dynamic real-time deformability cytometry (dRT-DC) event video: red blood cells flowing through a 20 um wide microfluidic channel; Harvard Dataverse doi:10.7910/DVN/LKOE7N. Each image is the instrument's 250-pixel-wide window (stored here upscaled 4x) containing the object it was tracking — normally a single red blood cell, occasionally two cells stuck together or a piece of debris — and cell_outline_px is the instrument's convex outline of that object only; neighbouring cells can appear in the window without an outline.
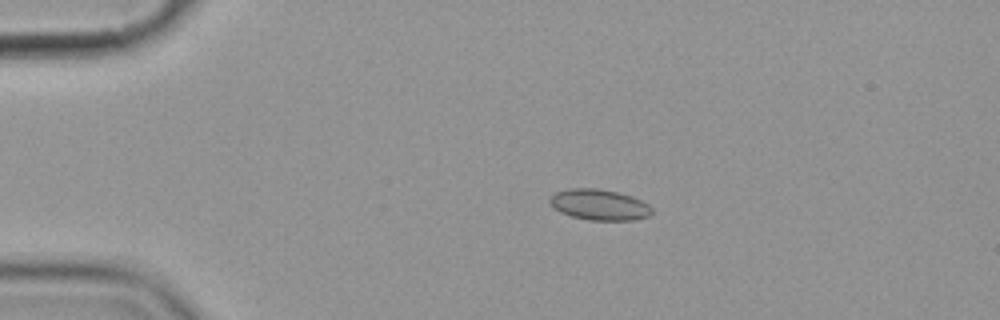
{"species": "common noctule bat (a hibernating species)", "species_latin": "Nyctalus noctula", "temperature_condition": "cold", "stored_images_in_passage": 4, "camera_frame_rate_fps": 3000, "um_per_image_px": 0.085, "animal": {"sex": "female", "body_mass_g": 19.9}, "frame": {"image": 1, "passage_image": 3, "time_ms": 2.333, "image_size_px": [1000, 320], "cell_outline_px": [[652, 212], [648, 216], [632, 220], [588, 220], [572, 216], [560, 212], [552, 208], [548, 200], [556, 192], [568, 188], [596, 188], [616, 192], [632, 196], [648, 204], [652, 208]], "centroid_in_image_um": [50.91, 17.4], "position_along_channel_um": 34.1, "area_um2": 18.32}}